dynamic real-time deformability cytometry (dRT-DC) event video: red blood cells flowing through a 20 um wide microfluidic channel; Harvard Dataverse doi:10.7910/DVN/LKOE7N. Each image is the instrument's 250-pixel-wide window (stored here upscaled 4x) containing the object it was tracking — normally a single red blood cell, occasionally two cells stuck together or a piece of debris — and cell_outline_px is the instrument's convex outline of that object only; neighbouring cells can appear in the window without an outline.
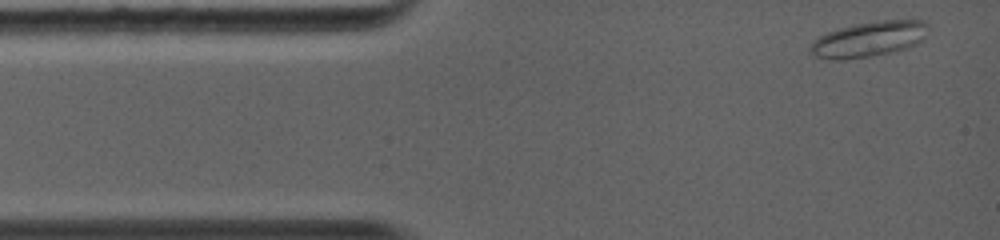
{"species": "common noctule bat (a hibernating species)", "species_latin": "Nyctalus noctula", "temperature_condition": "warm", "stored_images_in_passage": 25, "camera_frame_rate_fps": 5000, "um_per_image_px": 0.085, "animal": {"sex": "female", "body_mass_g": 19.0, "forearm_length_mm": 56.7}, "frame": {"image": 1, "passage_image": 1, "time_ms": 0.0, "image_size_px": [1000, 240], "cell_outline_px": [[928, 28], [924, 36], [916, 44], [896, 52], [844, 60], [832, 60], [816, 56], [808, 48], [812, 40], [828, 32], [840, 28], [856, 24], [876, 20], [924, 20], [928, 24]], "centroid_in_image_um": [73.84, 3.33], "position_along_channel_um": 11.2, "area_um2": 24.33}}
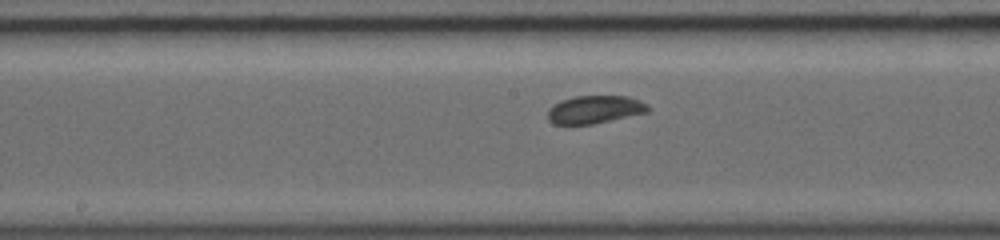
{"frame": {"image": 2, "passage_image": 15, "time_ms": 5.6, "image_size_px": [1000, 240], "cell_outline_px": [[652, 108], [648, 112], [592, 124], [552, 124], [548, 120], [548, 108], [560, 100], [576, 96], [628, 96], [640, 100], [648, 104]], "centroid_in_image_um": [50.56, 9.3], "position_along_channel_um": 197.6, "area_um2": 16.42}}
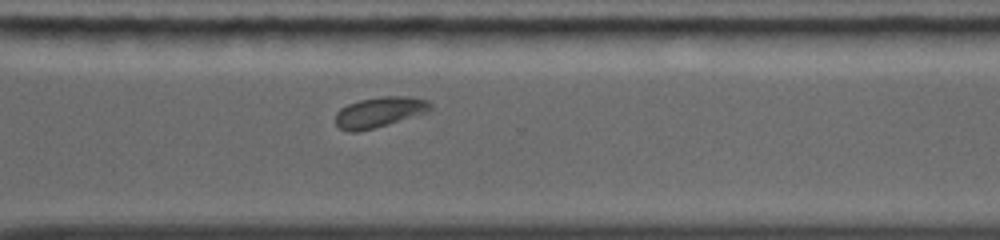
{"frame": {"image": 3, "passage_image": 25, "time_ms": 8.8, "image_size_px": [1000, 240], "cell_outline_px": [[432, 108], [428, 112], [388, 124], [356, 132], [348, 132], [340, 128], [336, 124], [336, 112], [340, 108], [348, 104], [360, 100], [384, 96], [408, 96], [428, 100], [432, 104]], "centroid_in_image_um": [32.26, 9.52], "position_along_channel_um": 338.3, "area_um2": 16.76}}